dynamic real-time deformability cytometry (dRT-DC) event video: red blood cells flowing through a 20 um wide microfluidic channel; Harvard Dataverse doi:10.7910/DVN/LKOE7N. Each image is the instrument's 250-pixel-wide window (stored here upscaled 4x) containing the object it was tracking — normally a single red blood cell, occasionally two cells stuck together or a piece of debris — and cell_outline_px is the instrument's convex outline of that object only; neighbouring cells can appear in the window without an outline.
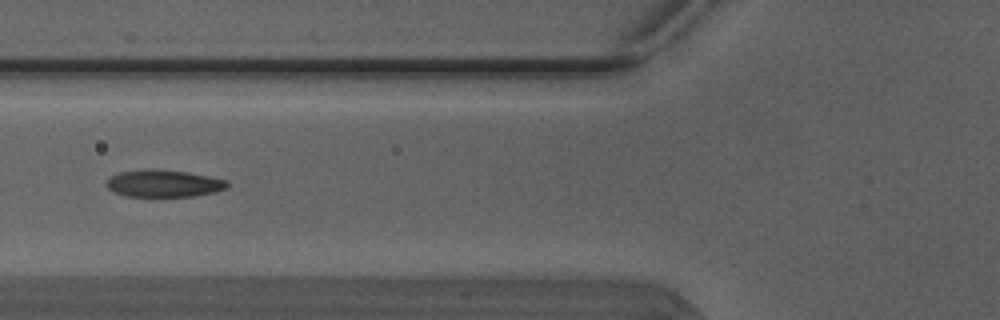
{"species": "Egyptian fruit bat (a non-hibernating species)", "species_latin": "Rousettus aegyptiacus", "temperature_condition": "warm", "stored_images_in_passage": 6, "camera_frame_rate_fps": 3000, "um_per_image_px": 0.085, "animal": {"sex": "male"}, "frame": {"image": 1, "passage_image": 6, "time_ms": 1.667, "image_size_px": [1000, 320], "cell_outline_px": [[228, 188], [216, 192], [196, 196], [124, 196], [108, 188], [104, 184], [112, 176], [120, 172], [148, 168], [156, 168], [188, 172], [228, 180]], "centroid_in_image_um": [13.95, 15.58], "position_along_channel_um": 111.9, "area_um2": 19.31}}